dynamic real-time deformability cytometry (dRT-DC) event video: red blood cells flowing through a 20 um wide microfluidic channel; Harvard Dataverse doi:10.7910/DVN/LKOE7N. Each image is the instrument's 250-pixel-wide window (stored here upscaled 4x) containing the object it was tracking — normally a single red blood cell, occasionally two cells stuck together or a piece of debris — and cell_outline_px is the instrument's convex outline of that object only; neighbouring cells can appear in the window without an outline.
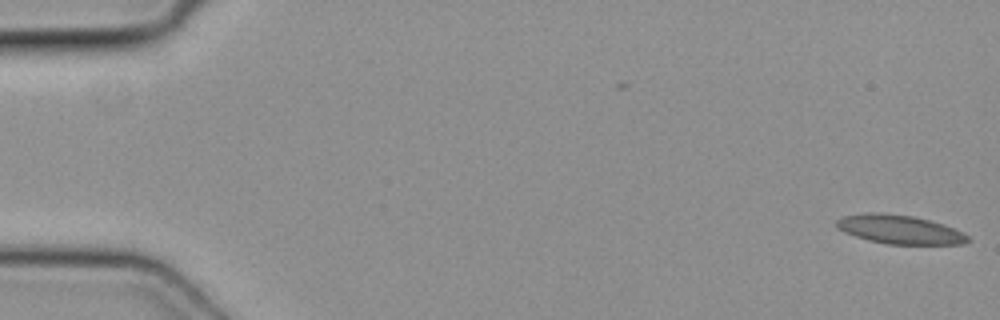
{"species": "common noctule bat (a hibernating species)", "species_latin": "Nyctalus noctula", "temperature_condition": "cold", "stored_images_in_passage": 2, "camera_frame_rate_fps": 3000, "um_per_image_px": 0.085, "animal": {"sex": "female", "body_mass_g": 19.3, "forearm_length_mm": 54.1}, "frame": {"image": 1, "passage_image": 2, "time_ms": 0.333, "image_size_px": [1000, 320], "cell_outline_px": [[972, 240], [964, 244], [888, 244], [868, 240], [844, 232], [836, 228], [836, 220], [844, 216], [864, 212], [876, 212], [912, 216], [944, 224], [968, 236]], "centroid_in_image_um": [76.44, 19.5], "position_along_channel_um": 8.6, "area_um2": 21.96}}